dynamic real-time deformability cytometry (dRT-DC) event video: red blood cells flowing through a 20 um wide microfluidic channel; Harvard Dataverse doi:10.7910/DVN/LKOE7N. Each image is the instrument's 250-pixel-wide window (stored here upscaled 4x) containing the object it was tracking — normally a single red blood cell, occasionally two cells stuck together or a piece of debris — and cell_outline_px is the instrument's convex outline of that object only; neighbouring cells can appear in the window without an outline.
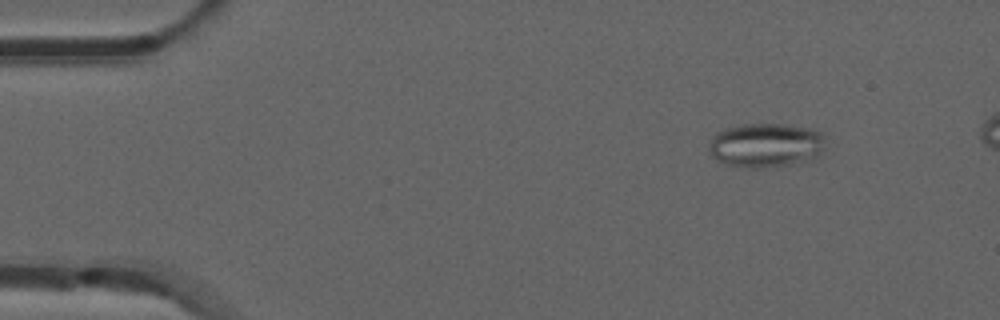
{"species": "common noctule bat (a hibernating species)", "species_latin": "Nyctalus noctula", "temperature_condition": "room temperature", "stored_images_in_passage": 50, "camera_frame_rate_fps": 3000, "um_per_image_px": 0.085, "animal": {"sex": "male", "forearm_length_mm": 52.5}, "frame": {"image": 1, "passage_image": 6, "time_ms": 1.667, "image_size_px": [1000, 320], "cell_outline_px": [[824, 148], [816, 156], [788, 164], [764, 168], [744, 168], [724, 164], [716, 160], [712, 156], [708, 148], [708, 144], [712, 136], [716, 132], [724, 128], [744, 124], [784, 124], [808, 128], [820, 132], [824, 136]], "centroid_in_image_um": [65.01, 12.33], "position_along_channel_um": 20.0, "area_um2": 30.06}}
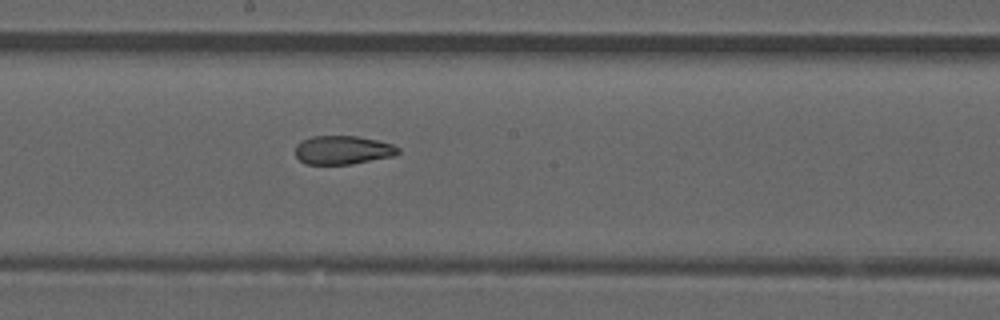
{"frame": {"image": 2, "passage_image": 28, "time_ms": 9.0, "image_size_px": [1000, 320], "cell_outline_px": [[400, 152], [392, 156], [352, 164], [304, 164], [296, 156], [296, 144], [300, 140], [312, 136], [356, 136], [376, 140], [392, 144], [400, 148]], "centroid_in_image_um": [29.11, 12.75], "position_along_channel_um": 219.1, "area_um2": 17.17}}
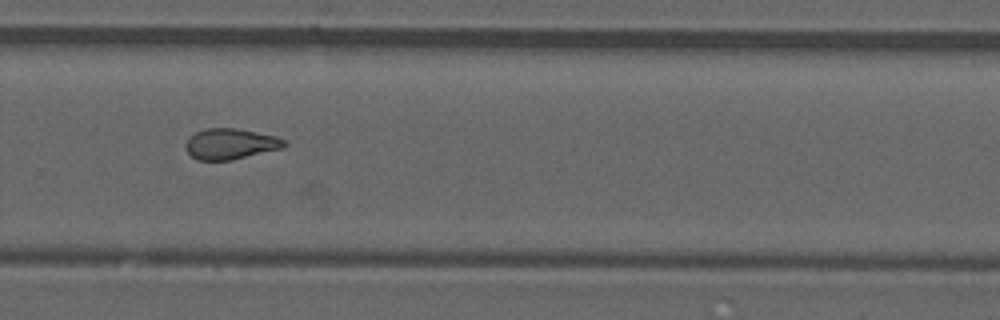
{"frame": {"image": 3, "passage_image": 35, "time_ms": 11.333, "image_size_px": [1000, 320], "cell_outline_px": [[288, 144], [284, 148], [232, 160], [196, 160], [184, 148], [184, 144], [188, 136], [196, 132], [208, 128], [236, 128], [276, 136], [284, 140]], "centroid_in_image_um": [19.57, 12.23], "position_along_channel_um": 310.2, "area_um2": 17.86}, "authors_computed_cell_mechanics": {"area_um2": 18.3515, "velocity_mm_per_s": 3.9243, "shape_relaxation_time_tau1_ms": null, "shape_relaxation_time_tau2_ms": 2.5286, "deformation_change_tau1": null, "deformation_change_tau2": 0.0959}}